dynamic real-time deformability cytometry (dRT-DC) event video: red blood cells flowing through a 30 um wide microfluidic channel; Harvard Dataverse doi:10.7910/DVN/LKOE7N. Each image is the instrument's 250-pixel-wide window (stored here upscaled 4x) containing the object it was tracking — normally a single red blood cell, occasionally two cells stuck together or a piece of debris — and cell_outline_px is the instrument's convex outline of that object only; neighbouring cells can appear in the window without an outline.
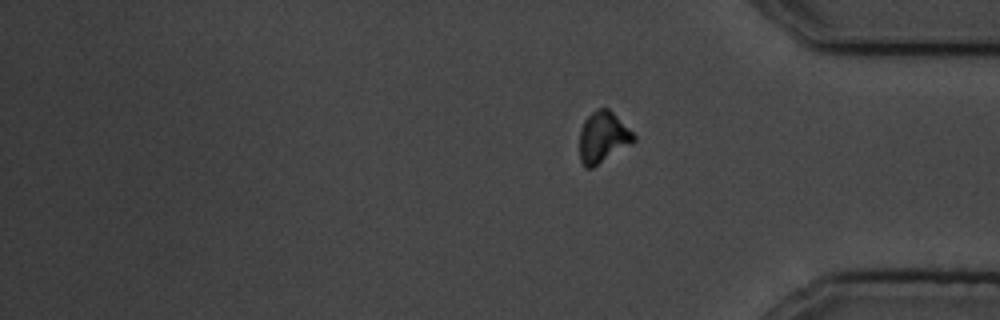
{"species": "common noctule bat (a hibernating species)", "species_latin": "Nyctalus noctula", "temperature_condition": "cold", "stored_images_in_passage": 18, "segment_of_instrument_passage": [2, 2], "camera_frame_rate_fps": 3000, "um_per_image_px": 0.085, "animal": {"sex": "male", "body_mass_g": 19.5, "forearm_length_mm": 54.6}, "frame": {"image": 1, "passage_image": 18, "time_ms": 19.667, "image_size_px": [1000, 320], "cell_outline_px": [[636, 140], [632, 144], [592, 168], [584, 168], [580, 160], [580, 128], [584, 120], [596, 108], [608, 108], [636, 136]], "centroid_in_image_um": [51.24, 11.68], "position_along_channel_um": 384.0, "area_um2": 16.13}}